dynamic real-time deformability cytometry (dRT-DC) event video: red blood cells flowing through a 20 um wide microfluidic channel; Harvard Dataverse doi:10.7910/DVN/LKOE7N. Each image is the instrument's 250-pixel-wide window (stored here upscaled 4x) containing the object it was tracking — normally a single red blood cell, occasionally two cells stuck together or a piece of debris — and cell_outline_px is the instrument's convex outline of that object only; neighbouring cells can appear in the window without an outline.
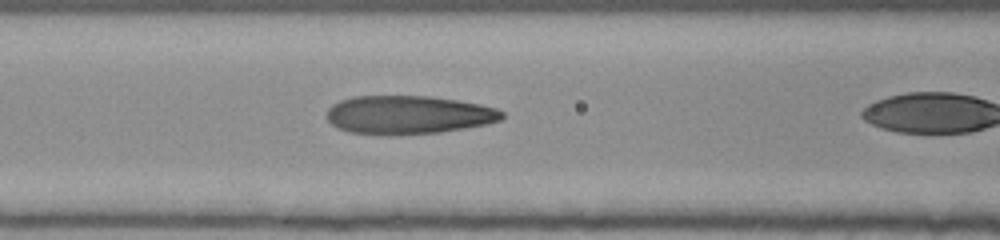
{"species": "human", "species_latin": "Homo sapiens", "temperature_condition": "room temperature", "stored_images_in_passage": 25, "camera_frame_rate_fps": 3000, "um_per_image_px": 0.085, "donor": {"sex": "female"}, "frame": {"image": 1, "passage_image": 21, "time_ms": 6.667, "image_size_px": [1000, 240], "cell_outline_px": [[504, 116], [500, 120], [484, 124], [464, 128], [440, 132], [388, 136], [384, 136], [348, 132], [336, 128], [324, 116], [328, 108], [332, 104], [340, 100], [352, 96], [432, 96], [480, 104], [496, 108], [504, 112]], "centroid_in_image_um": [34.63, 9.77], "position_along_channel_um": 132.0, "area_um2": 39.77}}
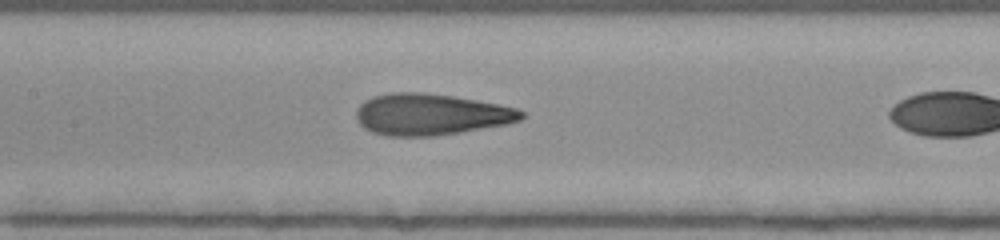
{"frame": {"image": 2, "passage_image": 24, "time_ms": 7.667, "image_size_px": [1000, 240], "cell_outline_px": [[524, 116], [520, 120], [508, 124], [460, 132], [432, 136], [388, 136], [372, 132], [364, 128], [356, 120], [356, 108], [364, 100], [372, 96], [392, 92], [424, 92], [452, 96], [476, 100], [516, 108], [524, 112]], "centroid_in_image_um": [36.57, 9.72], "position_along_channel_um": 170.8, "area_um2": 39.94}}